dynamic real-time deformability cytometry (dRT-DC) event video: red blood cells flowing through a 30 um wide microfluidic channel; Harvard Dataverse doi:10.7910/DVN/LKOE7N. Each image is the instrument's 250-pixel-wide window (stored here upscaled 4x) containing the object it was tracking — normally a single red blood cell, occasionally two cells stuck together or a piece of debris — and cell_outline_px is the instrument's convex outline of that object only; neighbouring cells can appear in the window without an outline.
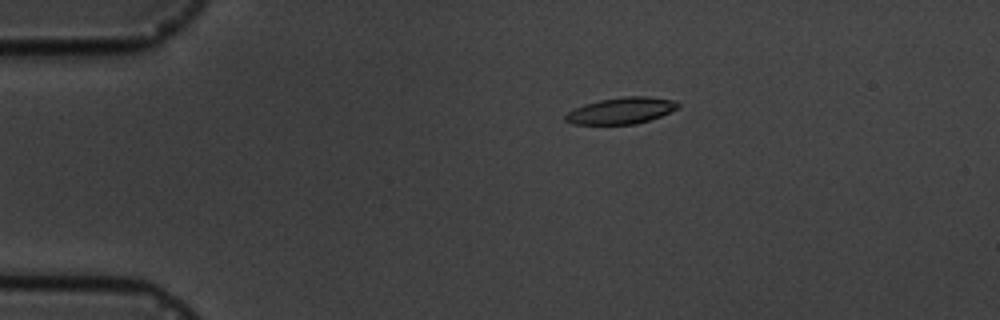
{"species": "common noctule bat (a hibernating species)", "species_latin": "Nyctalus noctula", "temperature_condition": "cold", "stored_images_in_passage": 6, "camera_frame_rate_fps": 3000, "um_per_image_px": 0.085, "animal": {"sex": "male", "body_mass_g": 19.5, "forearm_length_mm": 54.6}, "frame": {"image": 1, "passage_image": 2, "time_ms": 1.333, "image_size_px": [1000, 320], "cell_outline_px": [[680, 108], [660, 116], [636, 124], [572, 124], [564, 120], [564, 116], [572, 108], [584, 104], [600, 100], [624, 96], [648, 96], [676, 100], [680, 104]], "centroid_in_image_um": [52.81, 9.4], "position_along_channel_um": 32.2, "area_um2": 17.51}}
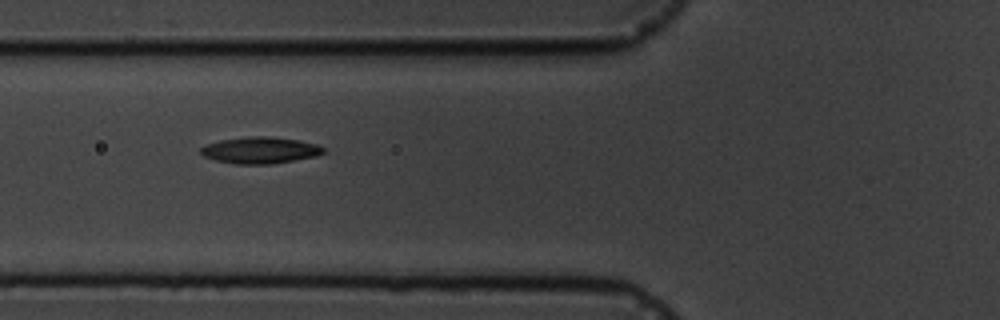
{"frame": {"image": 2, "passage_image": 5, "time_ms": 4.667, "image_size_px": [1000, 320], "cell_outline_px": [[324, 152], [316, 156], [272, 164], [236, 164], [216, 160], [204, 156], [200, 152], [200, 148], [204, 144], [220, 140], [248, 136], [264, 136], [300, 140], [316, 144], [324, 148]], "centroid_in_image_um": [22.08, 12.76], "position_along_channel_um": 103.7, "area_um2": 18.96}}
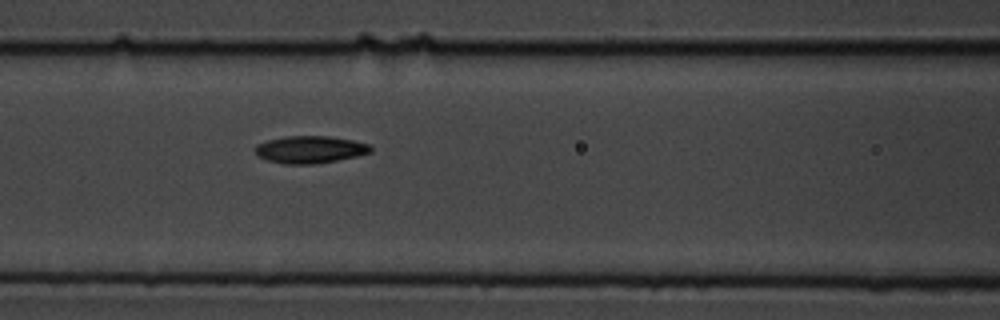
{"frame": {"image": 3, "passage_image": 6, "time_ms": 5.667, "image_size_px": [1000, 320], "cell_outline_px": [[372, 152], [356, 156], [316, 164], [284, 164], [268, 160], [256, 156], [252, 148], [256, 144], [268, 140], [284, 136], [328, 136], [352, 140], [368, 144], [372, 148]], "centroid_in_image_um": [26.29, 12.71], "position_along_channel_um": 140.3, "area_um2": 18.5}}